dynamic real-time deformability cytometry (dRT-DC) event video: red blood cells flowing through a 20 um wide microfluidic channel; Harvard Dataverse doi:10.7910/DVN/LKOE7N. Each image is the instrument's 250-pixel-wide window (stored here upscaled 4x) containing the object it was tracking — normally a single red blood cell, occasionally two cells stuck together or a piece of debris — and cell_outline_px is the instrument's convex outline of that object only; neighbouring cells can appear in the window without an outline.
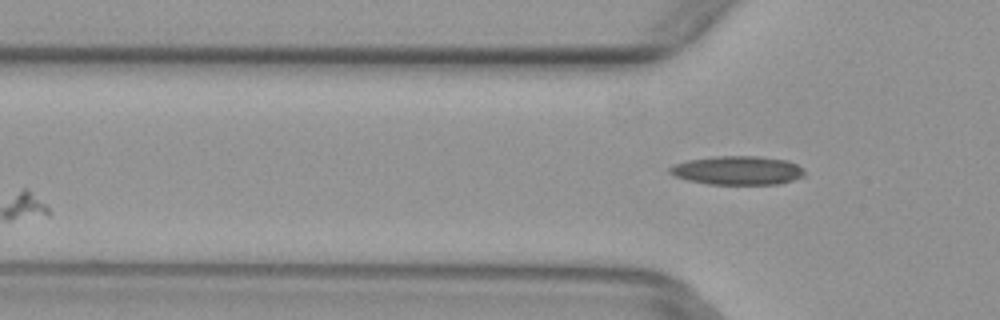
{"species": "common noctule bat (a hibernating species)", "species_latin": "Nyctalus noctula", "temperature_condition": "warm", "stored_images_in_passage": 5, "camera_frame_rate_fps": 3000, "um_per_image_px": 0.085, "animal": {"sex": "female", "body_mass_g": 29.2, "forearm_length_mm": 56.3}, "frame": {"image": 1, "passage_image": 5, "time_ms": 1.333, "image_size_px": [1000, 320], "cell_outline_px": [[804, 176], [780, 184], [708, 184], [688, 180], [676, 176], [668, 172], [668, 168], [676, 164], [688, 160], [716, 156], [760, 156], [788, 160], [804, 168]], "centroid_in_image_um": [62.72, 14.48], "position_along_channel_um": 63.1, "area_um2": 22.6}}